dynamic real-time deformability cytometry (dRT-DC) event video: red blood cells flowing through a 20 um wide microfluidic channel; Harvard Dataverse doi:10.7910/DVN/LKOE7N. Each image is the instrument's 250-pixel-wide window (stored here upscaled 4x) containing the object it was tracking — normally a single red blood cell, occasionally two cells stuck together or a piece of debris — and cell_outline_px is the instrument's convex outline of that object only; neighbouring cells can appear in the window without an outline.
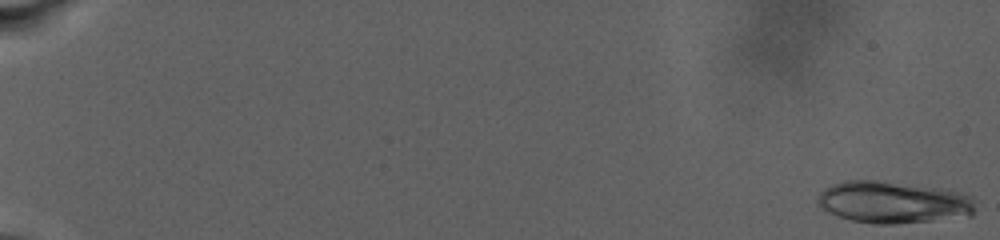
{"species": "human", "species_latin": "Homo sapiens", "temperature_condition": "warm", "stored_images_in_passage": 69, "camera_frame_rate_fps": 3000, "um_per_image_px": 0.085, "donor": {"sex": "male"}, "frame": {"image": 1, "passage_image": 1, "time_ms": 0.0, "image_size_px": [1000, 240], "cell_outline_px": [[976, 200], [972, 216], [896, 224], [872, 224], [852, 220], [828, 212], [820, 208], [816, 204], [816, 200], [820, 192], [824, 188], [832, 184], [844, 180], [876, 180], [940, 188], [960, 192], [972, 196]], "centroid_in_image_um": [75.91, 17.19], "position_along_channel_um": 9.1, "area_um2": 38.9}}
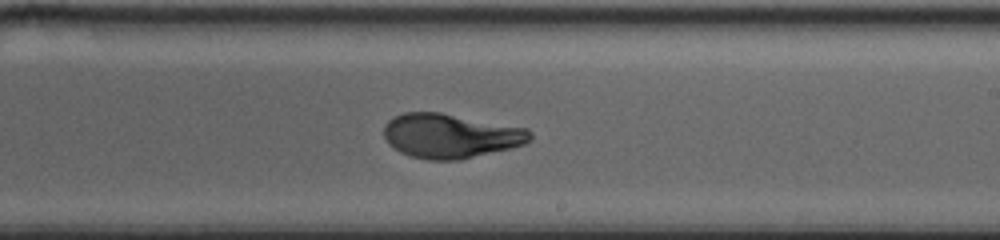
{"frame": {"image": 2, "passage_image": 30, "time_ms": 18.0, "image_size_px": [1000, 240], "cell_outline_px": [[532, 140], [524, 144], [512, 148], [460, 160], [428, 160], [412, 156], [400, 152], [388, 144], [384, 136], [384, 124], [388, 120], [404, 112], [440, 112], [528, 128], [532, 132]], "centroid_in_image_um": [38.31, 11.55], "position_along_channel_um": 250.7, "area_um2": 38.09}}
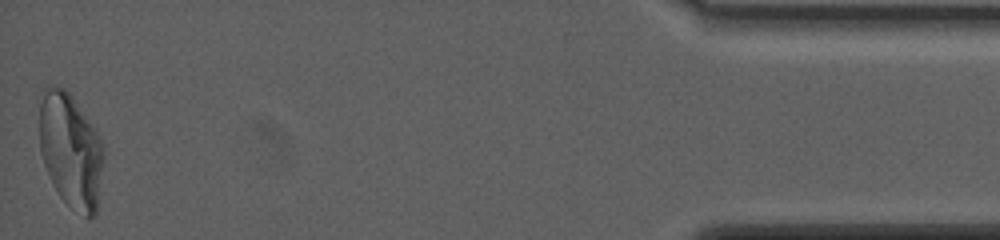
{"frame": {"image": 3, "passage_image": 68, "time_ms": 27.667, "image_size_px": [1000, 240], "cell_outline_px": [[104, 156], [96, 216], [88, 220], [68, 204], [60, 196], [52, 184], [44, 164], [40, 152], [40, 104], [44, 88], [48, 84], [64, 88], [72, 96], [100, 136], [104, 148]], "centroid_in_image_um": [6.02, 12.81], "position_along_channel_um": 429.2, "area_um2": 43.06}, "authors_computed_cell_mechanics": {"area_um2": 37.9168, "velocity_mm_per_s": 2.6032, "shape_relaxation_time_tau1_ms": 8.3523, "shape_relaxation_time_tau2_ms": 1.2551, "deformation_change_tau1": 0.2676, "deformation_change_tau2": 0.0471}}